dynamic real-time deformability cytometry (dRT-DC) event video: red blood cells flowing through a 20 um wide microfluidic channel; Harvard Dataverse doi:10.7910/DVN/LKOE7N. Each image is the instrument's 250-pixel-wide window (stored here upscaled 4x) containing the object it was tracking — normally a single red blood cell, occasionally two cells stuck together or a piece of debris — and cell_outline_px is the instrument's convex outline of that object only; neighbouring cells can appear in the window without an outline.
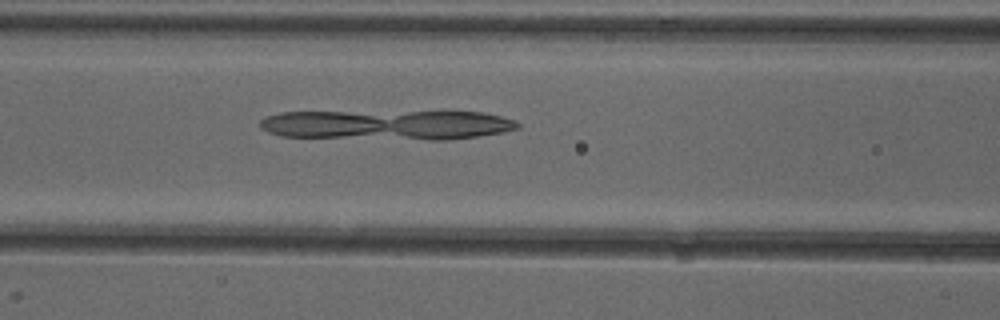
{"species": "common noctule bat (a hibernating species)", "species_latin": "Nyctalus noctula", "temperature_condition": "cold", "stored_images_in_passage": 39, "camera_frame_rate_fps": 3000, "um_per_image_px": 0.085, "animal": {"sex": "female"}, "frame": {"image": 1, "passage_image": 14, "time_ms": 4.333, "image_size_px": [1000, 320], "cell_outline_px": [[520, 128], [504, 132], [448, 140], [428, 140], [280, 136], [268, 132], [260, 128], [260, 120], [264, 116], [280, 112], [484, 112], [516, 120], [520, 124]], "centroid_in_image_um": [32.91, 10.62], "position_along_channel_um": 133.7, "area_um2": 44.97}}